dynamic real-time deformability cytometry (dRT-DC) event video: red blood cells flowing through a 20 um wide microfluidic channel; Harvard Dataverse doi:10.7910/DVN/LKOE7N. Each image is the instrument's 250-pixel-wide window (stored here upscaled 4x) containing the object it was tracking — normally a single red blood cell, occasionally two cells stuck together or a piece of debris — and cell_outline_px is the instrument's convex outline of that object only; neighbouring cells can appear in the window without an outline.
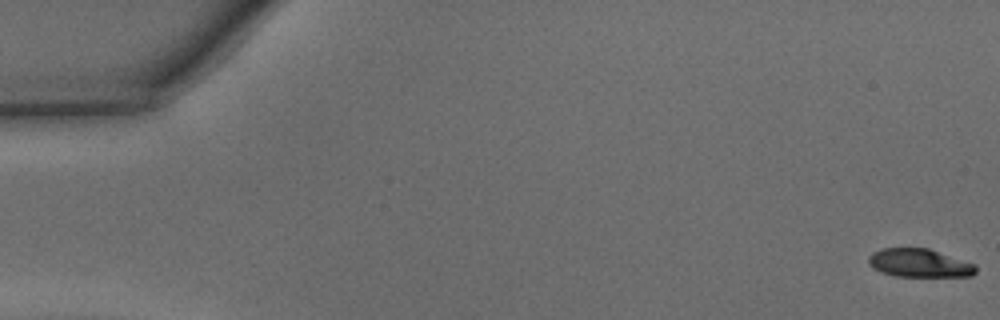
{"species": "common noctule bat (a hibernating species)", "species_latin": "Nyctalus noctula", "temperature_condition": "warm", "stored_images_in_passage": 42, "camera_frame_rate_fps": 3000, "um_per_image_px": 0.085, "animal": {"sex": "male", "body_mass_g": 15.6}, "frame": {"image": 1, "passage_image": 1, "time_ms": 0.0, "image_size_px": [1000, 320], "cell_outline_px": [[976, 272], [972, 276], [896, 276], [880, 272], [872, 268], [868, 264], [868, 256], [872, 252], [880, 248], [928, 248], [976, 264]], "centroid_in_image_um": [78.11, 22.35], "position_along_channel_um": 6.9, "area_um2": 17.86}}
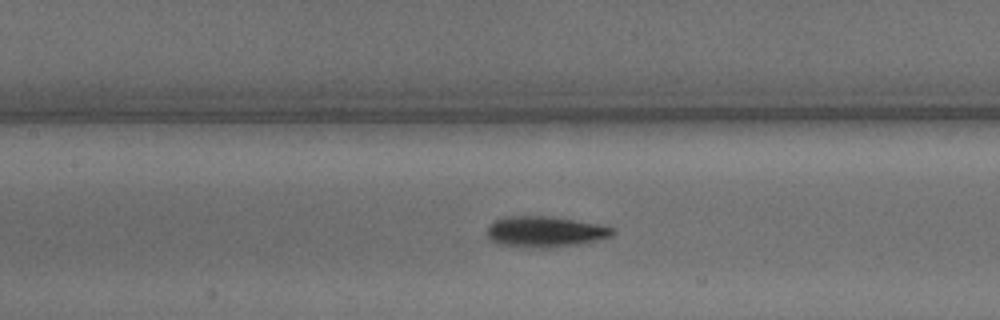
{"frame": {"image": 2, "passage_image": 22, "time_ms": 7.0, "image_size_px": [1000, 320], "cell_outline_px": [[616, 232], [612, 236], [580, 244], [548, 248], [536, 248], [500, 244], [492, 240], [488, 236], [488, 224], [496, 220], [508, 216], [552, 216], [596, 224], [616, 228]], "centroid_in_image_um": [46.36, 19.69], "position_along_channel_um": 161.0, "area_um2": 22.48}}
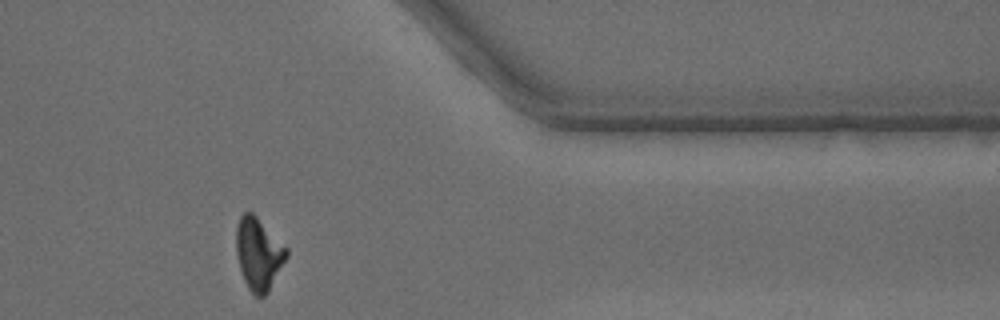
{"frame": {"image": 3, "passage_image": 39, "time_ms": 12.667, "image_size_px": [1000, 320], "cell_outline_px": [[288, 256], [268, 292], [264, 296], [256, 296], [248, 288], [244, 280], [240, 268], [236, 252], [236, 224], [240, 216], [244, 212], [252, 212], [288, 248]], "centroid_in_image_um": [21.98, 21.56], "position_along_channel_um": 389.4, "area_um2": 21.1}}